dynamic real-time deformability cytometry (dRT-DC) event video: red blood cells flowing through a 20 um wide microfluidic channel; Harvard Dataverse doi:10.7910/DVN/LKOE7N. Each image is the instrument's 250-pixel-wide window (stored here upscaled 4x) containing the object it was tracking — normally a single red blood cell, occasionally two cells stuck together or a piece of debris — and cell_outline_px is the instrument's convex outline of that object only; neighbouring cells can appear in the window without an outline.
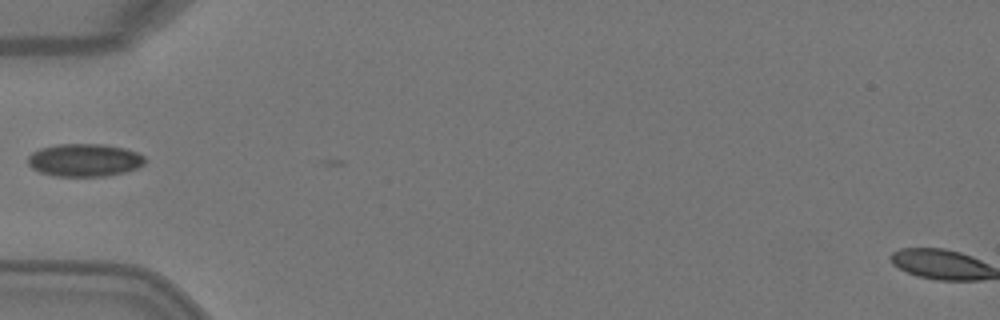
{"species": "Egyptian fruit bat (a non-hibernating species)", "species_latin": "Rousettus aegyptiacus", "temperature_condition": "warm", "stored_images_in_passage": 3, "camera_frame_rate_fps": 3000, "um_per_image_px": 0.085, "animal": {"sex": "female"}, "frame": {"image": 1, "passage_image": 2, "time_ms": 0.333, "image_size_px": [1000, 320], "cell_outline_px": [[148, 160], [144, 164], [136, 168], [124, 172], [108, 176], [56, 176], [40, 172], [32, 168], [28, 164], [28, 156], [32, 152], [40, 148], [56, 144], [104, 144], [124, 148], [136, 152], [144, 156]], "centroid_in_image_um": [7.19, 13.6], "position_along_channel_um": 77.8, "area_um2": 22.48}}